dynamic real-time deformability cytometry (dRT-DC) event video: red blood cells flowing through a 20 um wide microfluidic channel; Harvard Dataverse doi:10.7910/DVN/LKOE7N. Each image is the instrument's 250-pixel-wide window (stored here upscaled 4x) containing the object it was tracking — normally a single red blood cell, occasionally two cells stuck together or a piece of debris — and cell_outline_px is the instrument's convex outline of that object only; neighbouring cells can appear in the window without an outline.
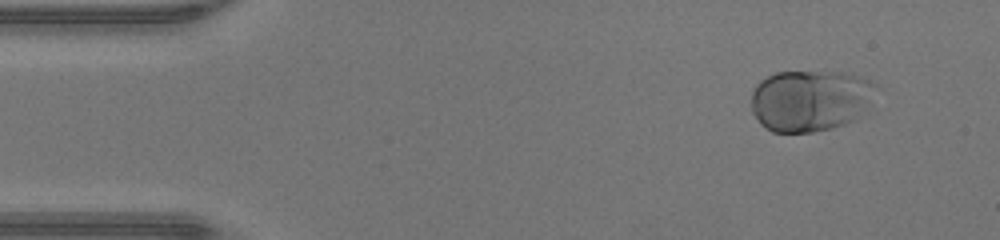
{"species": "human", "species_latin": "Homo sapiens", "temperature_condition": "warm", "stored_images_in_passage": 45, "camera_frame_rate_fps": 3000, "um_per_image_px": 0.085, "donor": {"sex": "male"}, "frame": {"image": 1, "passage_image": 2, "time_ms": 0.333, "image_size_px": [1000, 240], "cell_outline_px": [[872, 84], [864, 108], [856, 120], [832, 128], [812, 132], [772, 132], [760, 124], [752, 112], [752, 88], [760, 80], [776, 72], [840, 72], [860, 76], [868, 80]], "centroid_in_image_um": [68.74, 8.55], "position_along_channel_um": 16.3, "area_um2": 43.99}}
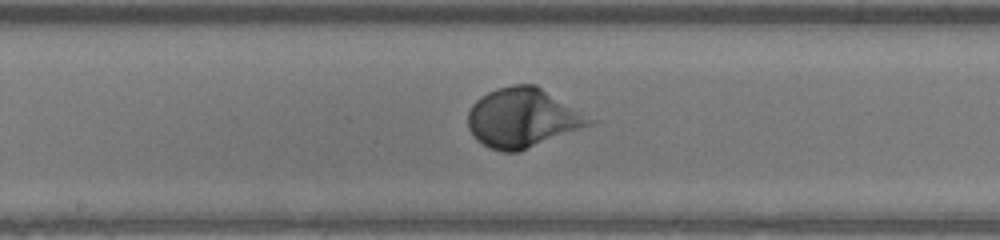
{"frame": {"image": 2, "passage_image": 22, "time_ms": 7.0, "image_size_px": [1000, 240], "cell_outline_px": [[600, 120], [592, 124], [520, 152], [504, 152], [488, 148], [476, 140], [472, 136], [468, 128], [468, 112], [472, 104], [476, 100], [488, 92], [496, 88], [512, 84], [536, 84]], "centroid_in_image_um": [44.46, 10.02], "position_along_channel_um": 203.7, "area_um2": 42.77}}
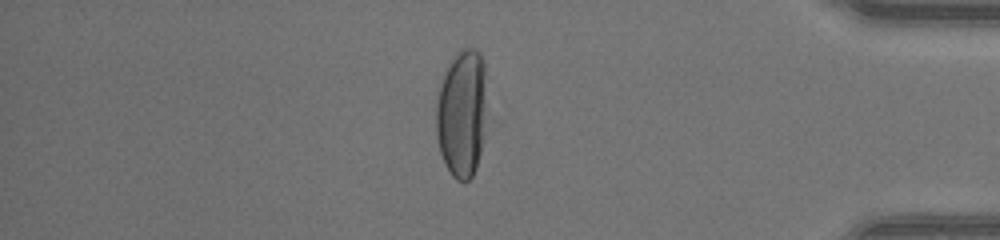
{"frame": {"image": 3, "passage_image": 38, "time_ms": 12.333, "image_size_px": [1000, 240], "cell_outline_px": [[484, 76], [480, 152], [476, 168], [472, 176], [464, 184], [456, 180], [452, 176], [444, 164], [440, 152], [436, 136], [436, 104], [440, 84], [444, 72], [452, 56], [460, 48], [472, 48], [480, 52], [484, 64]], "centroid_in_image_um": [39.18, 9.63], "position_along_channel_um": 396.0, "area_um2": 37.11}, "authors_computed_cell_mechanics": {"area_um2": 39.882, "velocity_mm_per_s": 4.289, "shape_relaxation_time_tau1_ms": 2.3304, "shape_relaxation_time_tau2_ms": null, "deformation_change_tau1": 0.2032, "deformation_change_tau2": null}}